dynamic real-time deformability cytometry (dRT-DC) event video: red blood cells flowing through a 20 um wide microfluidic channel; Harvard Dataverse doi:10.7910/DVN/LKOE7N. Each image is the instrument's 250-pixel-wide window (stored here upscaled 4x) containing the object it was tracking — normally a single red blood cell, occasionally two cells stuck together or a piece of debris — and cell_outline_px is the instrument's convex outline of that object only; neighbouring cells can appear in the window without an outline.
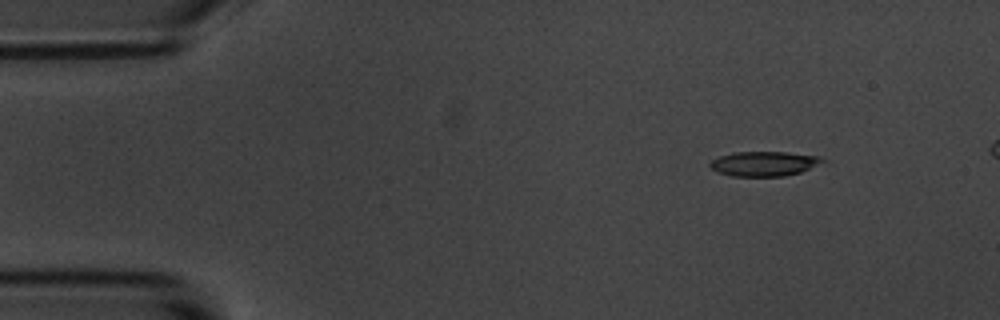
{"species": "common noctule bat (a hibernating species)", "species_latin": "Nyctalus noctula", "temperature_condition": "room temperature", "stored_images_in_passage": 5, "camera_frame_rate_fps": 3000, "um_per_image_px": 0.085, "animal": {"sex": "male", "body_mass_g": 20.1, "forearm_length_mm": 53.5}, "frame": {"image": 1, "passage_image": 1, "time_ms": 0.0, "image_size_px": [1000, 320], "cell_outline_px": [[824, 160], [800, 172], [784, 176], [732, 176], [716, 172], [708, 164], [712, 160], [720, 156], [732, 152], [784, 152], [820, 156]], "centroid_in_image_um": [64.87, 13.91], "position_along_channel_um": 20.1, "area_um2": 15.95}}